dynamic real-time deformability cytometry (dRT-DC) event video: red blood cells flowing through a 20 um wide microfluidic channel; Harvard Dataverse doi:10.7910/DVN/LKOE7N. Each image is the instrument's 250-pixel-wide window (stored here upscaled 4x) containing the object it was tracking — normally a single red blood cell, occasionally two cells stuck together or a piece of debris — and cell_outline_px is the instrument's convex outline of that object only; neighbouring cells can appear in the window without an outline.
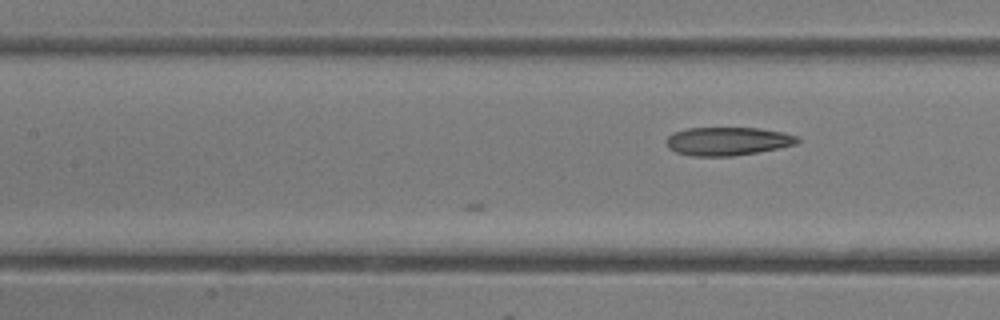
{"species": "common noctule bat (a hibernating species)", "species_latin": "Nyctalus noctula", "temperature_condition": "room temperature", "stored_images_in_passage": 21, "camera_frame_rate_fps": 3000, "um_per_image_px": 0.085, "animal": {"sex": "female"}, "frame": {"image": 1, "passage_image": 21, "time_ms": 6.667, "image_size_px": [1000, 320], "cell_outline_px": [[800, 140], [796, 144], [756, 152], [732, 156], [692, 156], [676, 152], [668, 148], [668, 136], [672, 132], [688, 128], [760, 128], [784, 132], [796, 136]], "centroid_in_image_um": [61.84, 12.0], "position_along_channel_um": 145.6, "area_um2": 21.5}}